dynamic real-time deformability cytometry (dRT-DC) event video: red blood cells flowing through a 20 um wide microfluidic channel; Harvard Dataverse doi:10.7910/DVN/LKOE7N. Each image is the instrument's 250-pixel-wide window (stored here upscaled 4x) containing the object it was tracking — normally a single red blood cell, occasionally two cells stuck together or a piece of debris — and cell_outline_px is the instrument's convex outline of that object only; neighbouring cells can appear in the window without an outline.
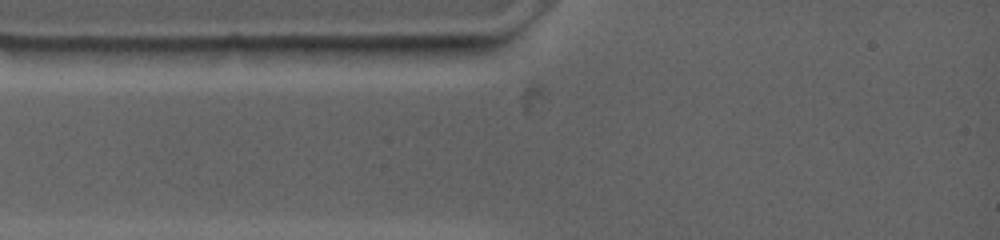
{"species": "common noctule bat (a hibernating species)", "species_latin": "Nyctalus noctula", "temperature_condition": "warm", "stored_images_in_passage": 1, "camera_frame_rate_fps": 4500, "um_per_image_px": 0.085, "animal": {"sex": "female", "body_mass_g": 19.0, "forearm_length_mm": 53.3}, "frame": {"image": 1, "passage_image": 1, "time_ms": 0.0, "image_size_px": [1000, 240], "cell_outline_px": [[472, 44], [456, 56], [396, 64], [360, 64], [300, 48], [388, 44]], "centroid_in_image_um": [33.25, 4.48], "position_along_channel_um": 51.8, "area_um2": 16.76}}